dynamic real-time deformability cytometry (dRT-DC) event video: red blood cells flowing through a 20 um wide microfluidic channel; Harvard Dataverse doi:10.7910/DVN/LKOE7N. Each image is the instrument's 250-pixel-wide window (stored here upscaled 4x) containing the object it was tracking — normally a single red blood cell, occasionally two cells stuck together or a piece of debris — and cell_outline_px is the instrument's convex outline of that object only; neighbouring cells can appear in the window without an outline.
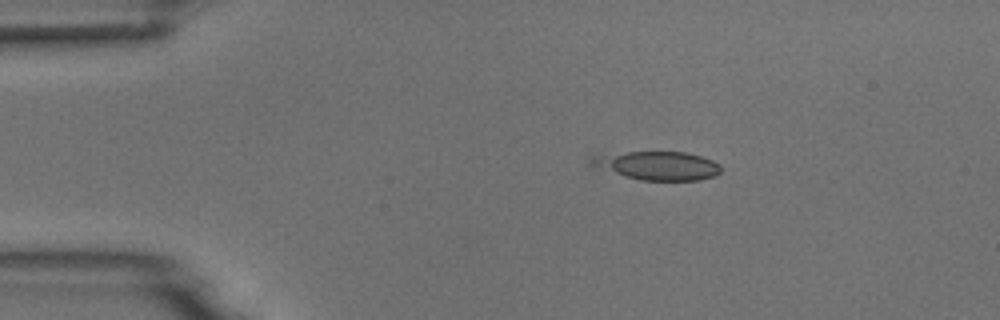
{"species": "common noctule bat (a hibernating species)", "species_latin": "Nyctalus noctula", "temperature_condition": "room temperature", "stored_images_in_passage": 4, "camera_frame_rate_fps": 3000, "um_per_image_px": 0.085, "animal": {"sex": "male", "body_mass_g": 18.8}, "frame": {"image": 1, "passage_image": 1, "time_ms": 0.0, "image_size_px": [1000, 320], "cell_outline_px": [[720, 172], [716, 176], [700, 180], [640, 180], [588, 168], [588, 160], [592, 152], [688, 152], [712, 160], [720, 164]], "centroid_in_image_um": [55.67, 14.06], "position_along_channel_um": 29.3, "area_um2": 22.66}}
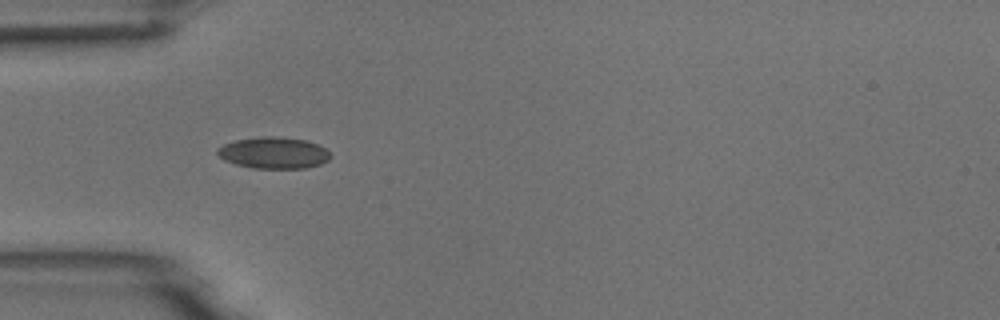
{"frame": {"image": 2, "passage_image": 3, "time_ms": 2.333, "image_size_px": [1000, 320], "cell_outline_px": [[332, 156], [328, 160], [320, 164], [308, 168], [252, 168], [236, 164], [224, 160], [216, 152], [216, 148], [224, 144], [236, 140], [260, 136], [272, 136], [304, 140], [316, 144], [324, 148]], "centroid_in_image_um": [23.24, 12.99], "position_along_channel_um": 61.8, "area_um2": 20.63}}